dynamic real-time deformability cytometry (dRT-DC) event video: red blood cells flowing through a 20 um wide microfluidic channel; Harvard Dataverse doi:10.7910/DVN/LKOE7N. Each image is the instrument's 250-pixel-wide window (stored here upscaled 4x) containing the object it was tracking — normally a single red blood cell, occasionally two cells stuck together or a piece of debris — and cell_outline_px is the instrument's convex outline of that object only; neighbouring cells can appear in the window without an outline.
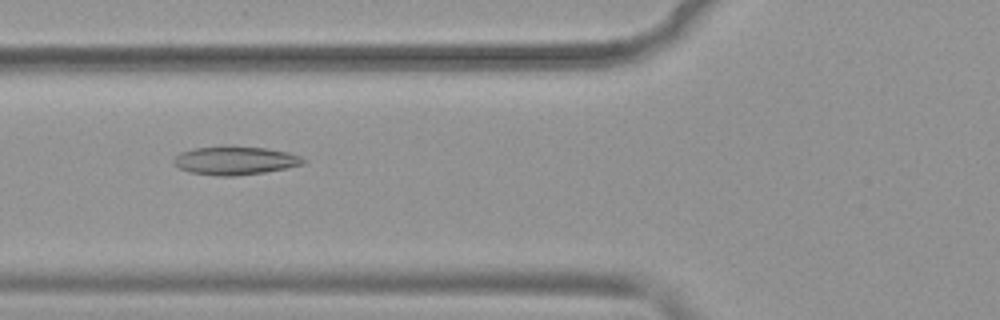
{"species": "common noctule bat (a hibernating species)", "species_latin": "Nyctalus noctula", "temperature_condition": "warm", "stored_images_in_passage": 52, "camera_frame_rate_fps": 3000, "um_per_image_px": 0.085, "animal": {"sex": "female", "body_mass_g": 19.9}, "frame": {"image": 1, "passage_image": 20, "time_ms": 6.333, "image_size_px": [1000, 320], "cell_outline_px": [[308, 160], [304, 164], [288, 168], [264, 172], [236, 176], [216, 176], [188, 172], [172, 164], [172, 160], [180, 152], [196, 148], [228, 144], [268, 148], [288, 152], [300, 156]], "centroid_in_image_um": [19.99, 13.63], "position_along_channel_um": 105.8, "area_um2": 22.14}}
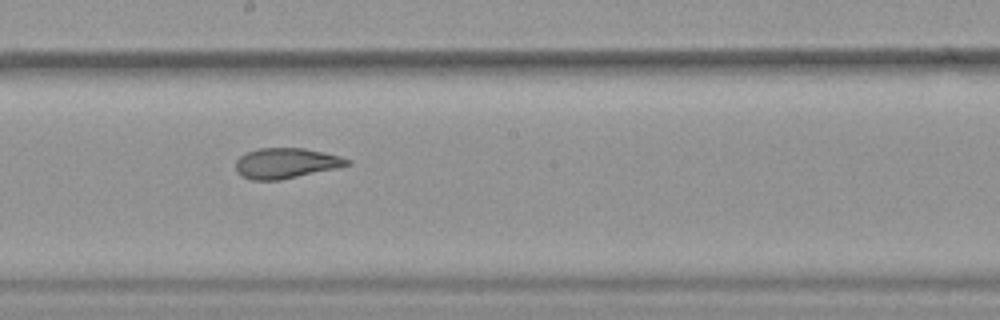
{"frame": {"image": 2, "passage_image": 29, "time_ms": 9.333, "image_size_px": [1000, 320], "cell_outline_px": [[352, 164], [336, 168], [280, 180], [252, 180], [240, 176], [236, 172], [236, 160], [240, 156], [248, 152], [260, 148], [304, 148], [324, 152], [340, 156], [352, 160]], "centroid_in_image_um": [24.31, 13.87], "position_along_channel_um": 223.9, "area_um2": 19.77}}
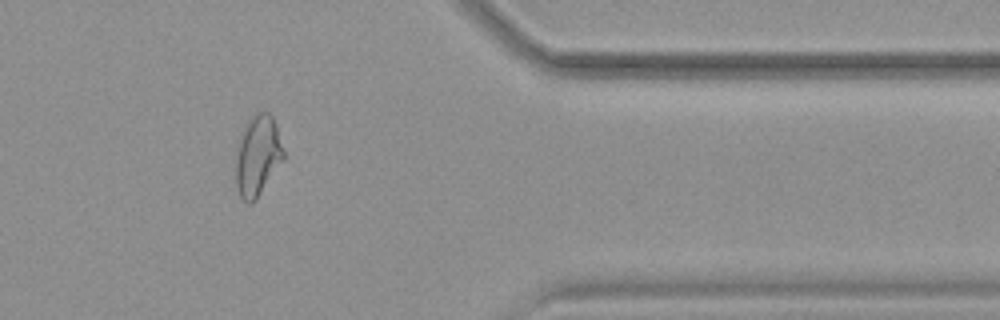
{"frame": {"image": 3, "passage_image": 43, "time_ms": 14.0, "image_size_px": [1000, 320], "cell_outline_px": [[284, 160], [256, 200], [252, 204], [248, 204], [240, 196], [236, 188], [236, 160], [240, 140], [244, 124], [256, 112], [268, 112], [272, 116], [276, 124], [284, 152]], "centroid_in_image_um": [21.91, 13.25], "position_along_channel_um": 389.5, "area_um2": 22.43}, "authors_computed_cell_mechanics": {"area_um2": 22.8021, "velocity_mm_per_s": 3.9433, "shape_relaxation_time_tau1_ms": null, "shape_relaxation_time_tau2_ms": 1.8486, "deformation_change_tau1": null, "deformation_change_tau2": 0.0792}}